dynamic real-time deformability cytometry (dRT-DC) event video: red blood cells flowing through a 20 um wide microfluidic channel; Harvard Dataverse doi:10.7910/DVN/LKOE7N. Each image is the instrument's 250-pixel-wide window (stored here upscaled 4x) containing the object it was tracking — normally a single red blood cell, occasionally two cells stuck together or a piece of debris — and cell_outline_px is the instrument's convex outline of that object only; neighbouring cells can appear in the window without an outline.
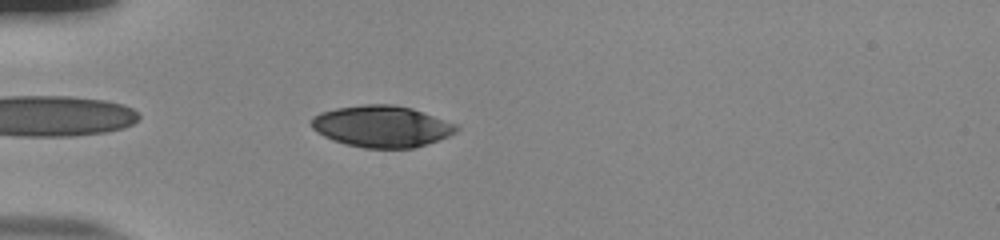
{"species": "human", "species_latin": "Homo sapiens", "temperature_condition": "room temperature", "stored_images_in_passage": 40, "camera_frame_rate_fps": 3000, "um_per_image_px": 0.085, "donor": {"sex": "male"}, "frame": {"image": 1, "passage_image": 3, "time_ms": 0.667, "image_size_px": [1000, 240], "cell_outline_px": [[460, 128], [456, 132], [448, 136], [412, 148], [364, 148], [344, 144], [332, 140], [316, 132], [312, 128], [312, 116], [320, 112], [336, 108], [364, 104], [392, 104], [412, 108], [424, 112], [456, 124]], "centroid_in_image_um": [32.42, 10.73], "position_along_channel_um": 52.6, "area_um2": 35.08}}
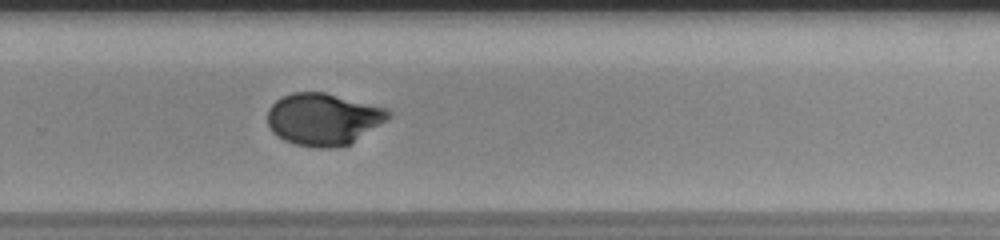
{"frame": {"image": 2, "passage_image": 24, "time_ms": 7.667, "image_size_px": [1000, 240], "cell_outline_px": [[392, 112], [388, 120], [348, 144], [332, 148], [316, 148], [296, 144], [284, 140], [276, 136], [272, 132], [268, 124], [268, 108], [276, 100], [292, 92], [324, 92], [388, 108]], "centroid_in_image_um": [27.48, 10.12], "position_along_channel_um": 302.3, "area_um2": 36.65}}
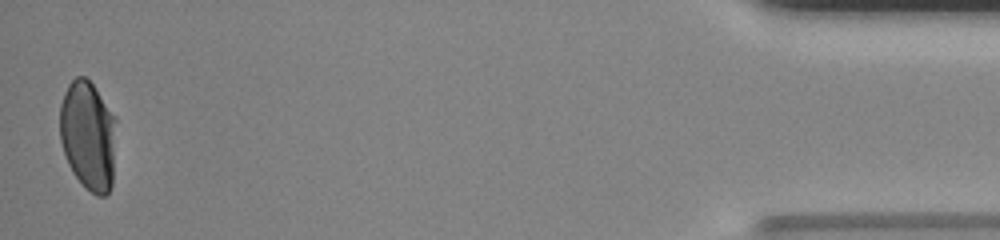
{"frame": {"image": 3, "passage_image": 40, "time_ms": 13.0, "image_size_px": [1000, 240], "cell_outline_px": [[116, 120], [112, 188], [104, 196], [96, 196], [72, 172], [68, 164], [60, 140], [60, 104], [64, 92], [68, 84], [76, 76], [84, 76], [92, 84], [116, 116]], "centroid_in_image_um": [7.5, 11.5], "position_along_channel_um": 427.7, "area_um2": 36.07}, "authors_computed_cell_mechanics": {"area_um2": 36.2984, "velocity_mm_per_s": 3.8314, "shape_relaxation_time_tau1_ms": 4.8283, "shape_relaxation_time_tau2_ms": null, "deformation_change_tau1": 0.191, "deformation_change_tau2": null}}